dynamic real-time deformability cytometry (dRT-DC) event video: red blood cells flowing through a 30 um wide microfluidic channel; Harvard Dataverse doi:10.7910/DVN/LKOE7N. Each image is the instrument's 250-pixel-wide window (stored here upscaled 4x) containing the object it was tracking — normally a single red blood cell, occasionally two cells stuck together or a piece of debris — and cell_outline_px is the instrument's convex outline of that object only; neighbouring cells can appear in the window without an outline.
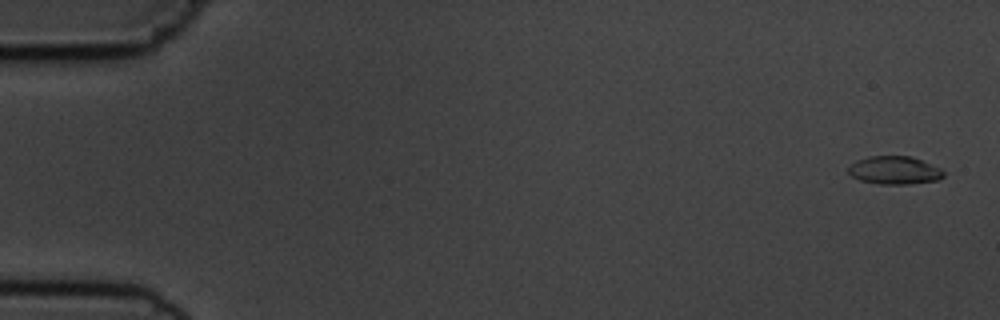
{"species": "common noctule bat (a hibernating species)", "species_latin": "Nyctalus noctula", "temperature_condition": "cold", "stored_images_in_passage": 5, "camera_frame_rate_fps": 3000, "um_per_image_px": 0.085, "animal": {"sex": "male", "body_mass_g": 19.5, "forearm_length_mm": 54.6}, "frame": {"image": 1, "passage_image": 1, "time_ms": 0.0, "image_size_px": [1000, 320], "cell_outline_px": [[944, 176], [936, 180], [908, 184], [880, 184], [860, 180], [852, 176], [848, 172], [848, 168], [856, 160], [868, 156], [912, 156], [940, 168], [944, 172]], "centroid_in_image_um": [76.02, 14.46], "position_along_channel_um": 9.0, "area_um2": 15.49}}
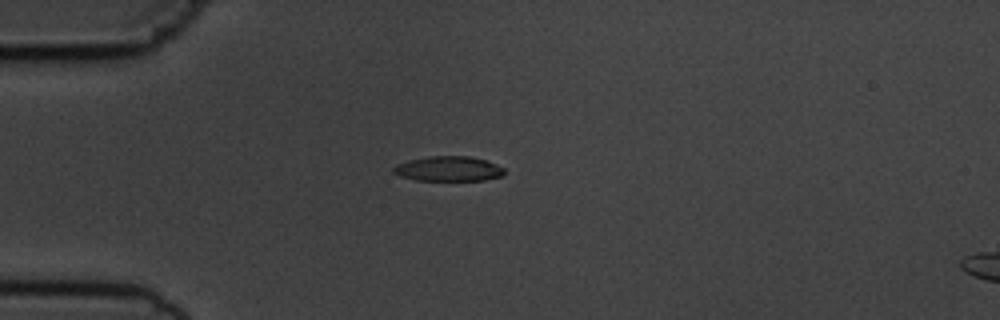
{"frame": {"image": 2, "passage_image": 4, "time_ms": 4.333, "image_size_px": [1000, 320], "cell_outline_px": [[504, 176], [484, 180], [416, 180], [400, 176], [392, 172], [392, 168], [396, 164], [408, 160], [428, 156], [468, 156], [488, 160], [504, 168]], "centroid_in_image_um": [38.12, 14.34], "position_along_channel_um": 46.9, "area_um2": 16.24}}